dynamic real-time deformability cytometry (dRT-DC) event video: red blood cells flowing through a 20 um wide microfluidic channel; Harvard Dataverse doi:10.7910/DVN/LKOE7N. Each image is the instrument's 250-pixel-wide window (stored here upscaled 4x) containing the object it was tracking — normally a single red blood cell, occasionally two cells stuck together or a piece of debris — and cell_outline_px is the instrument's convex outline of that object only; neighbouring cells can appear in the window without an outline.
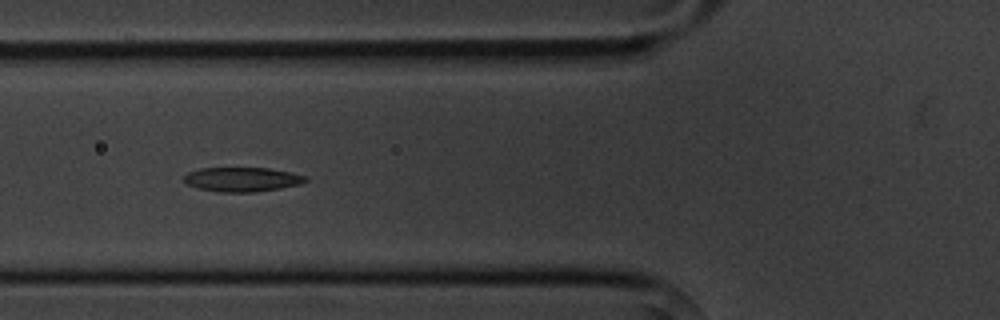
{"species": "common noctule bat (a hibernating species)", "species_latin": "Nyctalus noctula", "temperature_condition": "cold", "stored_images_in_passage": 6, "camera_frame_rate_fps": 3000, "um_per_image_px": 0.085, "animal": {"sex": "male", "body_mass_g": 20.1, "forearm_length_mm": 53.5}, "frame": {"image": 1, "passage_image": 5, "time_ms": 4.667, "image_size_px": [1000, 320], "cell_outline_px": [[308, 180], [300, 184], [280, 188], [256, 192], [220, 192], [196, 188], [184, 184], [184, 176], [188, 172], [200, 168], [268, 168], [288, 172], [304, 176]], "centroid_in_image_um": [20.51, 15.26], "position_along_channel_um": 105.3, "area_um2": 17.22}}
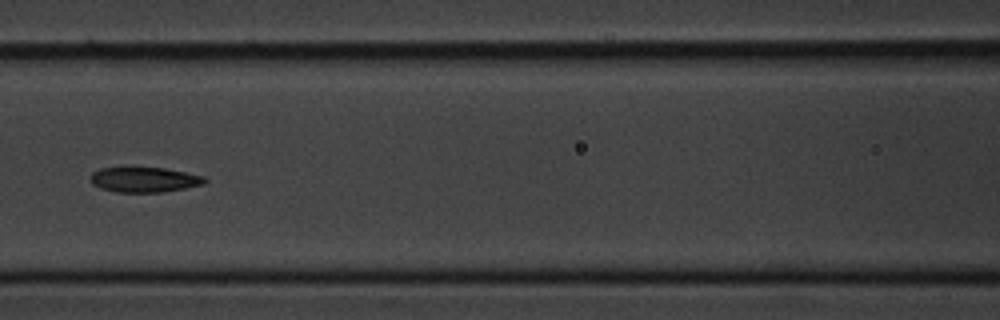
{"frame": {"image": 2, "passage_image": 6, "time_ms": 6.0, "image_size_px": [1000, 320], "cell_outline_px": [[208, 180], [204, 184], [164, 192], [116, 192], [100, 188], [92, 184], [88, 176], [92, 172], [100, 168], [164, 168], [204, 176]], "centroid_in_image_um": [12.24, 15.28], "position_along_channel_um": 154.4, "area_um2": 16.7}}